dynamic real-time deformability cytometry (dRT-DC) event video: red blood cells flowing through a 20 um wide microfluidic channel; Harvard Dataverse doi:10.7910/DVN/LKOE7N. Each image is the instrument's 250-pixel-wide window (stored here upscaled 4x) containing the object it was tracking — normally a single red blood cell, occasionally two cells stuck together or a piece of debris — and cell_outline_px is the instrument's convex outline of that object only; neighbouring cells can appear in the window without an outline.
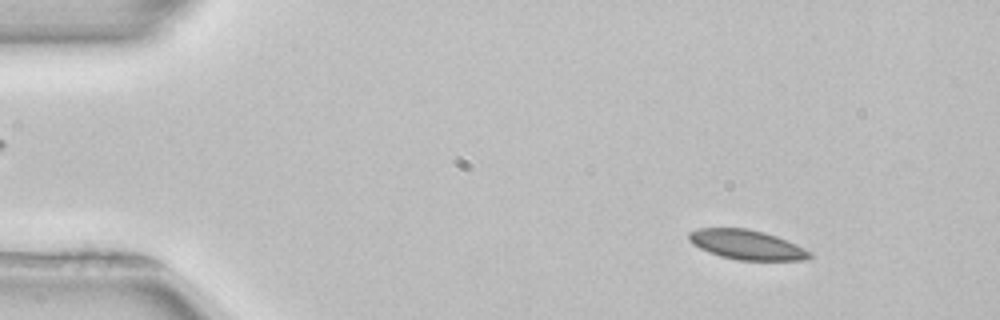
{"species": "common noctule bat (a hibernating species)", "species_latin": "Nyctalus noctula", "temperature_condition": "room temperature", "stored_images_in_passage": 52, "camera_frame_rate_fps": 3000, "um_per_image_px": 0.085, "animal": {"sex": "female", "body_mass_g": 22.7, "forearm_length_mm": 54.2}, "frame": {"image": 1, "passage_image": 6, "time_ms": 1.667, "image_size_px": [1000, 320], "cell_outline_px": [[812, 256], [808, 260], [736, 260], [720, 256], [708, 252], [692, 244], [688, 240], [688, 232], [700, 228], [748, 228], [764, 232], [776, 236], [796, 244], [812, 252]], "centroid_in_image_um": [63.47, 20.8], "position_along_channel_um": 21.5, "area_um2": 20.98}}
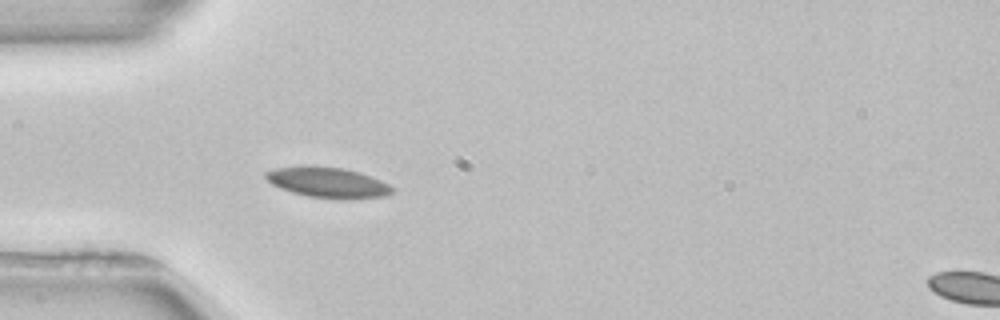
{"frame": {"image": 2, "passage_image": 15, "time_ms": 4.667, "image_size_px": [1000, 320], "cell_outline_px": [[392, 192], [388, 196], [344, 200], [308, 196], [292, 192], [280, 188], [272, 184], [264, 176], [264, 172], [276, 168], [304, 164], [308, 164], [344, 168], [360, 172], [380, 180], [388, 184], [392, 188]], "centroid_in_image_um": [27.84, 15.49], "position_along_channel_um": 57.2, "area_um2": 22.89}}
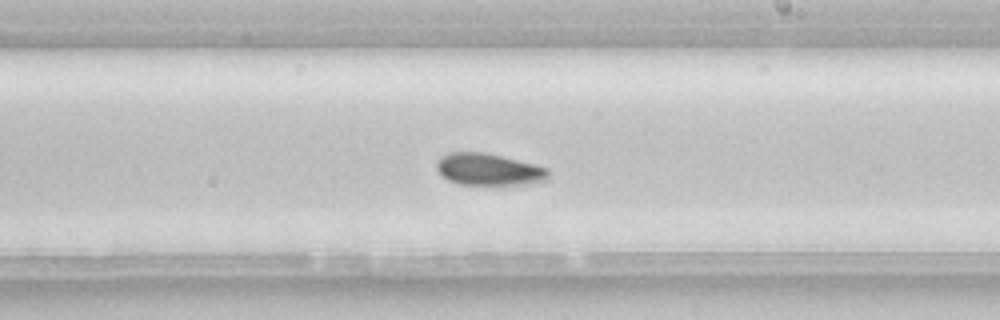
{"frame": {"image": 3, "passage_image": 30, "time_ms": 9.667, "image_size_px": [1000, 320], "cell_outline_px": [[548, 176], [544, 180], [528, 184], [460, 184], [448, 180], [436, 168], [436, 160], [440, 156], [448, 152], [484, 152], [536, 164], [548, 168]], "centroid_in_image_um": [41.51, 14.38], "position_along_channel_um": 247.5, "area_um2": 20.69}}